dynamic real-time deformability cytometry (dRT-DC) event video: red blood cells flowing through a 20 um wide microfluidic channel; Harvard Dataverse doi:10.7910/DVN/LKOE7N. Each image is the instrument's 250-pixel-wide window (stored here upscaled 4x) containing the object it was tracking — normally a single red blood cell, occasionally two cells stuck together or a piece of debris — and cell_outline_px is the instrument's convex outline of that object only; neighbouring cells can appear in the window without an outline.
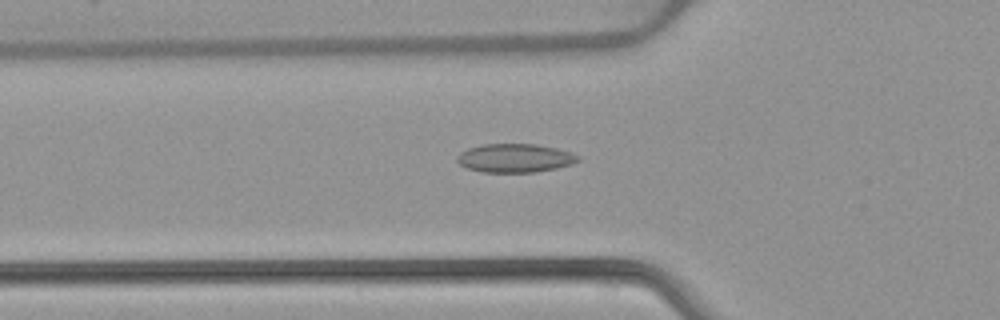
{"species": "common noctule bat (a hibernating species)", "species_latin": "Nyctalus noctula", "temperature_condition": "warm", "stored_images_in_passage": 47, "camera_frame_rate_fps": 3000, "um_per_image_px": 0.085, "animal": {"sex": "female", "body_mass_g": 22.7, "forearm_length_mm": 54.2}, "frame": {"image": 1, "passage_image": 13, "time_ms": 4.0, "image_size_px": [1000, 320], "cell_outline_px": [[580, 160], [572, 164], [556, 168], [536, 172], [484, 172], [468, 168], [460, 164], [456, 160], [456, 156], [460, 152], [468, 148], [484, 144], [536, 144], [556, 148], [572, 152], [580, 156]], "centroid_in_image_um": [43.79, 13.43], "position_along_channel_um": 82.0, "area_um2": 20.23}}
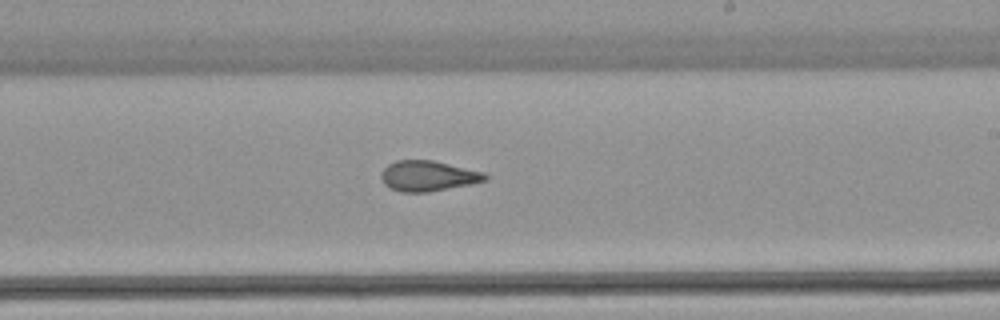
{"frame": {"image": 2, "passage_image": 26, "time_ms": 8.333, "image_size_px": [1000, 320], "cell_outline_px": [[488, 180], [428, 192], [400, 192], [384, 184], [380, 176], [380, 172], [388, 164], [396, 160], [432, 160], [484, 172], [488, 176]], "centroid_in_image_um": [36.35, 14.95], "position_along_channel_um": 252.6, "area_um2": 18.32}}
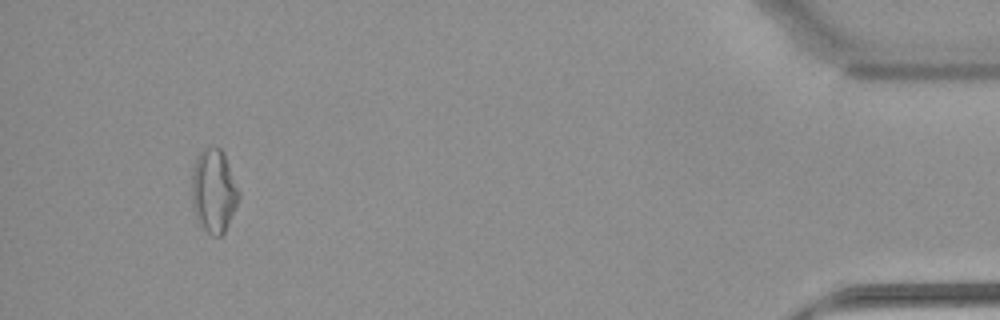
{"frame": {"image": 3, "passage_image": 44, "time_ms": 14.333, "image_size_px": [1000, 320], "cell_outline_px": [[240, 196], [228, 224], [224, 232], [220, 236], [212, 236], [196, 220], [192, 204], [192, 172], [196, 156], [204, 148], [220, 148], [224, 152], [240, 192]], "centroid_in_image_um": [18.16, 16.22], "position_along_channel_um": 417.0, "area_um2": 22.83}, "authors_computed_cell_mechanics": {"area_um2": 19.4208, "velocity_mm_per_s": 3.9228, "shape_relaxation_time_tau1_ms": null, "shape_relaxation_time_tau2_ms": 2.0173, "deformation_change_tau1": null, "deformation_change_tau2": 0.0869}}